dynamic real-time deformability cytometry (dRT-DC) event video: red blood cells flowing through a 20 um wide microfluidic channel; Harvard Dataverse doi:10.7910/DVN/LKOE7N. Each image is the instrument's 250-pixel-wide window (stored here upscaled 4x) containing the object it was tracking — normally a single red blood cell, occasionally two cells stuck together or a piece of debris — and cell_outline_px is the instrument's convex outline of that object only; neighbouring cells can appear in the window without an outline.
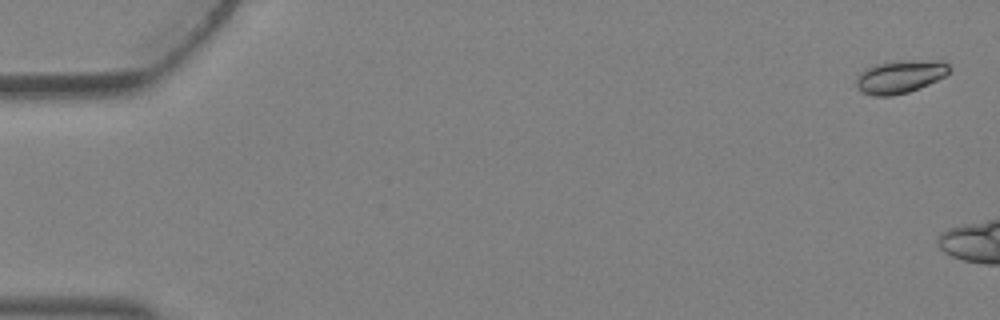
{"species": "Egyptian fruit bat (a non-hibernating species)", "species_latin": "Rousettus aegyptiacus", "temperature_condition": "warm", "stored_images_in_passage": 5, "segment_of_instrument_passage": [1, 2], "camera_frame_rate_fps": 3000, "um_per_image_px": 0.085, "animal": {"sex": "female"}, "frame": {"image": 1, "passage_image": 1, "time_ms": 0.0, "image_size_px": [1000, 320], "cell_outline_px": [[948, 72], [944, 76], [920, 88], [908, 92], [892, 96], [872, 96], [860, 92], [856, 88], [856, 76], [860, 72], [876, 64], [900, 60], [948, 64]], "centroid_in_image_um": [76.37, 6.57], "position_along_channel_um": 8.6, "area_um2": 17.4}}